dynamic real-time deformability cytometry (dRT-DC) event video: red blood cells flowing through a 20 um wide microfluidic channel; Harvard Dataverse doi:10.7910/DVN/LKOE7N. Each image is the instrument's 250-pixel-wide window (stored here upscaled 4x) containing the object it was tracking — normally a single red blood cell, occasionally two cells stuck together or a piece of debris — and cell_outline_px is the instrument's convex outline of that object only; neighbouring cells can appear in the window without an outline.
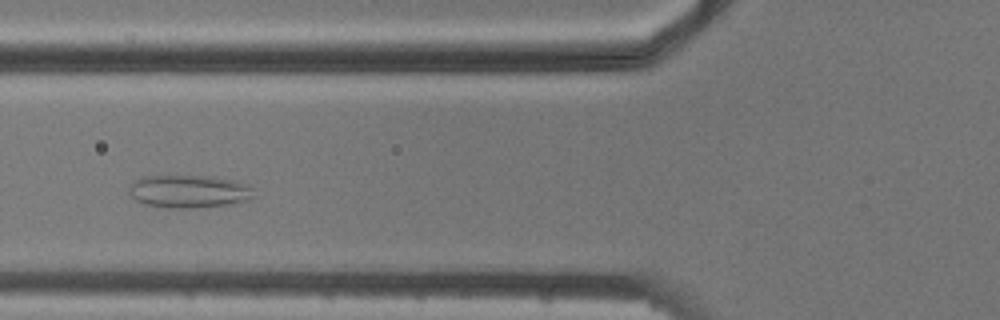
{"species": "common noctule bat (a hibernating species)", "species_latin": "Nyctalus noctula", "temperature_condition": "cold", "stored_images_in_passage": 9, "camera_frame_rate_fps": 3000, "um_per_image_px": 0.085, "animal": {"sex": "male", "body_mass_g": 20.5, "forearm_length_mm": 52.5}, "frame": {"image": 1, "passage_image": 4, "time_ms": 4.333, "image_size_px": [1000, 320], "cell_outline_px": [[252, 196], [248, 200], [232, 204], [196, 208], [168, 208], [144, 204], [136, 200], [128, 192], [128, 188], [132, 180], [140, 176], [212, 176], [232, 180], [248, 184], [252, 188]], "centroid_in_image_um": [16.01, 16.27], "position_along_channel_um": 109.8, "area_um2": 24.16}}
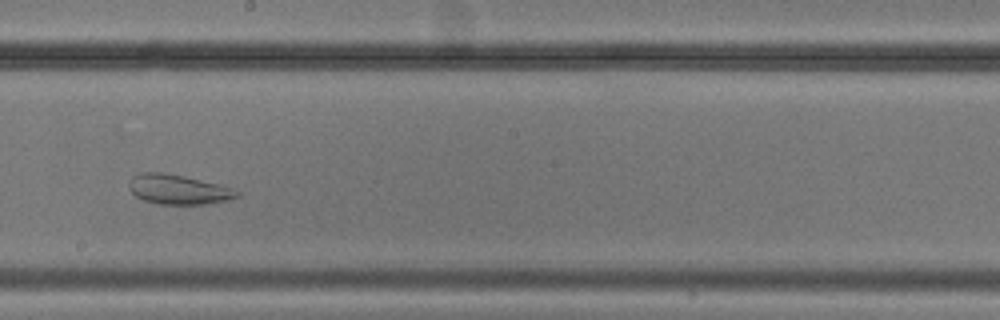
{"frame": {"image": 2, "passage_image": 7, "time_ms": 7.667, "image_size_px": [1000, 320], "cell_outline_px": [[240, 196], [228, 200], [204, 204], [156, 204], [144, 200], [136, 196], [128, 188], [128, 180], [132, 176], [140, 172], [160, 172], [184, 176], [220, 184], [232, 188], [240, 192]], "centroid_in_image_um": [15.13, 16.1], "position_along_channel_um": 233.1, "area_um2": 18.84}}